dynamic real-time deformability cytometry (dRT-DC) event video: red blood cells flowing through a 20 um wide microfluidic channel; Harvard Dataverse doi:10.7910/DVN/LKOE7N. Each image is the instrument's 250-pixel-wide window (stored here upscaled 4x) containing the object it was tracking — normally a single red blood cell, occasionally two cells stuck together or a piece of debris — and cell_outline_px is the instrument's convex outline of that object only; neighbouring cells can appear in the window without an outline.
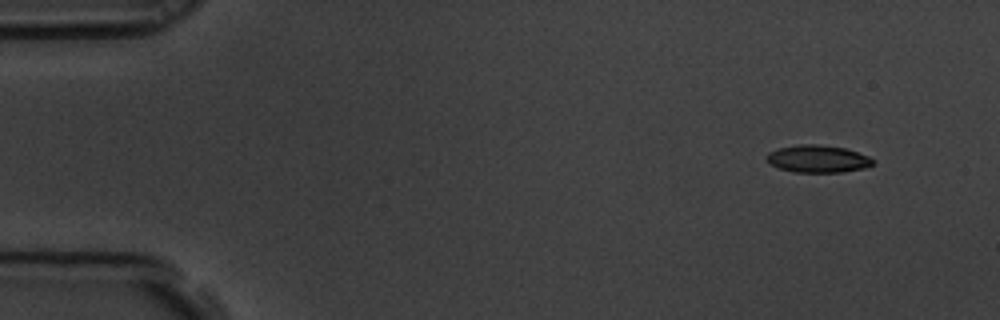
{"species": "common noctule bat (a hibernating species)", "species_latin": "Nyctalus noctula", "temperature_condition": "room temperature", "stored_images_in_passage": 5, "camera_frame_rate_fps": 3000, "um_per_image_px": 0.085, "animal": {"sex": "male", "body_mass_g": 19.5, "forearm_length_mm": 54.6}, "frame": {"image": 1, "passage_image": 1, "time_ms": 0.0, "image_size_px": [1000, 320], "cell_outline_px": [[872, 164], [864, 168], [840, 172], [792, 172], [768, 164], [764, 160], [764, 156], [768, 152], [780, 148], [796, 144], [820, 144], [844, 148], [868, 156], [872, 160]], "centroid_in_image_um": [69.41, 13.5], "position_along_channel_um": 15.6, "area_um2": 16.99}}
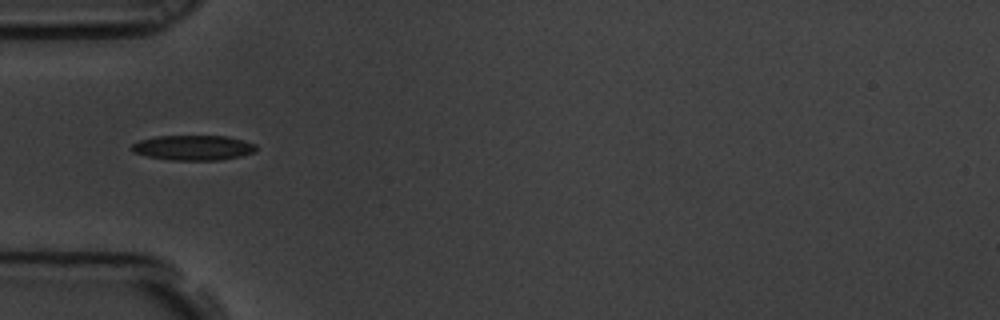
{"frame": {"image": 2, "passage_image": 5, "time_ms": 1.333, "image_size_px": [1000, 320], "cell_outline_px": [[256, 152], [240, 156], [220, 160], [168, 160], [148, 156], [132, 152], [128, 148], [132, 144], [140, 140], [156, 136], [228, 136], [256, 144]], "centroid_in_image_um": [16.4, 12.55], "position_along_channel_um": 68.6, "area_um2": 18.26}}